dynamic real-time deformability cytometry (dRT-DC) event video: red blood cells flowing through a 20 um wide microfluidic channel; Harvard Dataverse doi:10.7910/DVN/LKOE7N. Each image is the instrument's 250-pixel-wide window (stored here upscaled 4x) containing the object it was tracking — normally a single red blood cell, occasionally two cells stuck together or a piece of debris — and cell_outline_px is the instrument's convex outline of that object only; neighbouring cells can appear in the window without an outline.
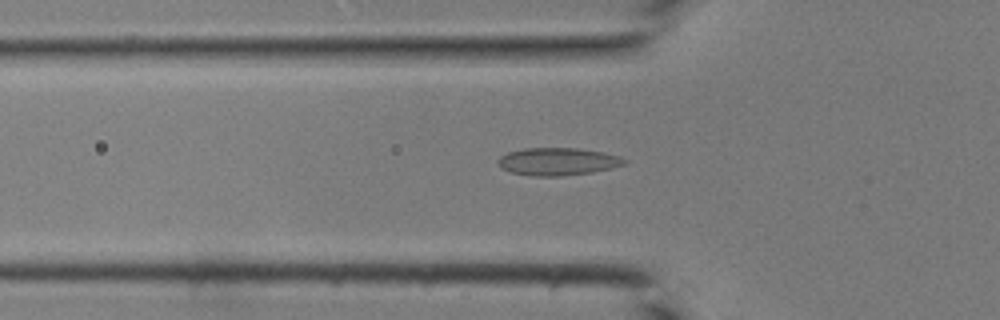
{"species": "common noctule bat (a hibernating species)", "species_latin": "Nyctalus noctula", "temperature_condition": "room temperature", "stored_images_in_passage": 30, "camera_frame_rate_fps": 3000, "um_per_image_px": 0.085, "animal": {"sex": "male", "body_mass_g": 19.0, "forearm_length_mm": 50.8}, "frame": {"image": 1, "passage_image": 5, "time_ms": 1.333, "image_size_px": [1000, 320], "cell_outline_px": [[628, 164], [592, 172], [560, 176], [536, 176], [512, 172], [504, 168], [496, 160], [500, 156], [508, 152], [524, 148], [580, 148], [620, 156], [628, 160]], "centroid_in_image_um": [47.45, 13.72], "position_along_channel_um": 78.3, "area_um2": 20.17}}
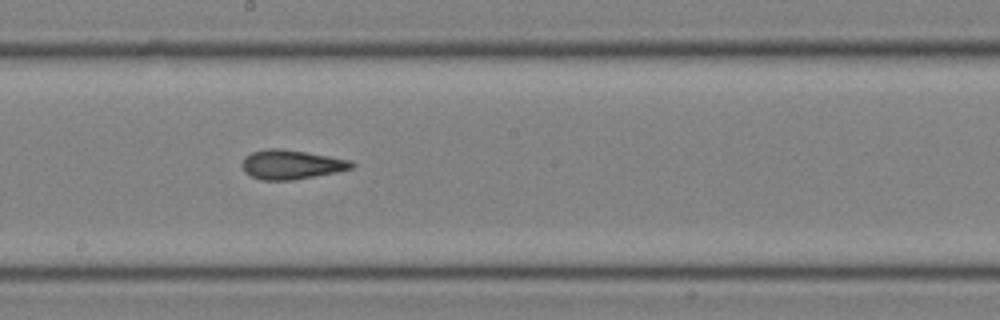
{"frame": {"image": 2, "passage_image": 14, "time_ms": 4.333, "image_size_px": [1000, 320], "cell_outline_px": [[356, 164], [352, 168], [336, 172], [292, 180], [260, 180], [244, 172], [240, 164], [244, 156], [252, 152], [272, 148], [280, 148], [328, 156], [348, 160]], "centroid_in_image_um": [24.7, 13.99], "position_along_channel_um": 223.5, "area_um2": 18.55}}
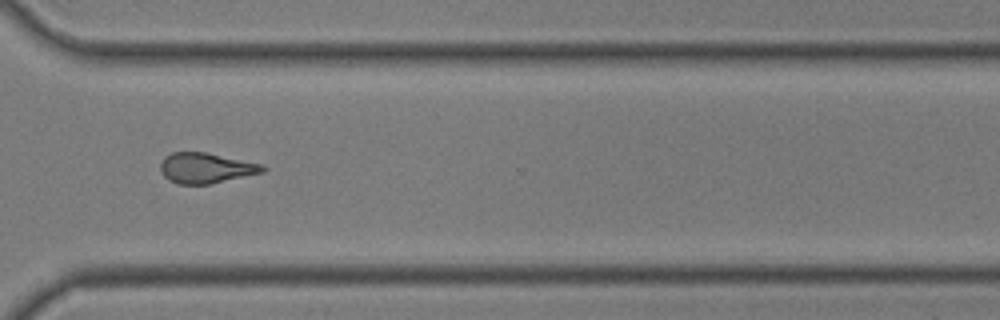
{"frame": {"image": 3, "passage_image": 22, "time_ms": 7.0, "image_size_px": [1000, 320], "cell_outline_px": [[268, 168], [264, 172], [208, 184], [176, 184], [168, 180], [160, 172], [160, 164], [164, 156], [172, 152], [208, 152], [264, 164]], "centroid_in_image_um": [17.5, 14.27], "position_along_channel_um": 353.1, "area_um2": 18.38}}